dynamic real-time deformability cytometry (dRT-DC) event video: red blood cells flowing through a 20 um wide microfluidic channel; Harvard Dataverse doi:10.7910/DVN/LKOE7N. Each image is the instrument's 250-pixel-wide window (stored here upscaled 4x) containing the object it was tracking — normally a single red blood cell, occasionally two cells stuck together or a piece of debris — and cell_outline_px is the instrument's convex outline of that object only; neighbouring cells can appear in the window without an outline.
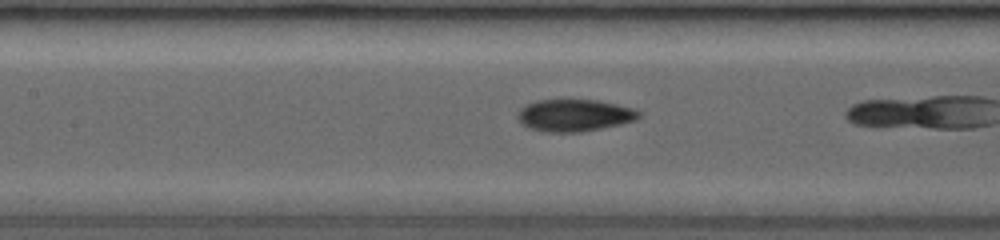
{"species": "common noctule bat (a hibernating species)", "species_latin": "Nyctalus noctula", "temperature_condition": "room temperature", "stored_images_in_passage": 28, "camera_frame_rate_fps": 3500, "um_per_image_px": 0.085, "animal": {"sex": "female", "body_mass_g": 19.0, "forearm_length_mm": 53.3}, "frame": {"image": 1, "passage_image": 24, "time_ms": 6.571, "image_size_px": [1000, 240], "cell_outline_px": [[640, 116], [636, 120], [620, 124], [580, 132], [544, 132], [528, 128], [520, 124], [516, 116], [520, 108], [536, 100], [596, 100], [628, 108], [640, 112]], "centroid_in_image_um": [48.73, 9.82], "position_along_channel_um": 158.7, "area_um2": 22.43}}